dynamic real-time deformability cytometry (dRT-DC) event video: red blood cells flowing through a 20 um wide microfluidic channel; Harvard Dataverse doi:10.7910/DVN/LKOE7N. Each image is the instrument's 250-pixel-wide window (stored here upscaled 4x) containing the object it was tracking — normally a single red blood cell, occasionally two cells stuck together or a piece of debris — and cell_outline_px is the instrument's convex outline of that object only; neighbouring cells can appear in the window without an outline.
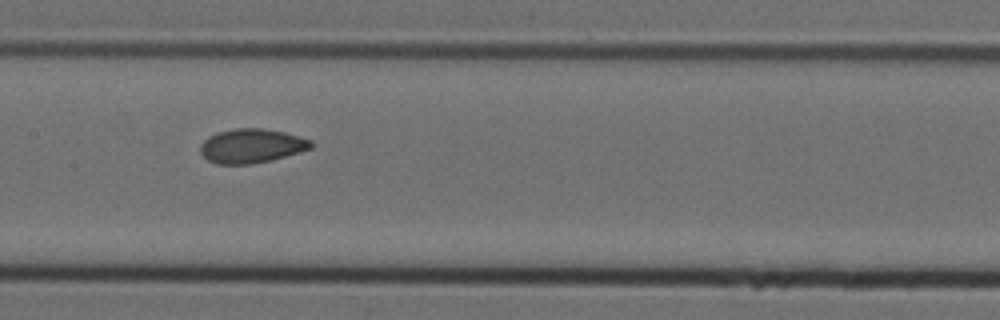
{"species": "Egyptian fruit bat (a non-hibernating species)", "species_latin": "Rousettus aegyptiacus", "temperature_condition": "cold", "stored_images_in_passage": 12, "camera_frame_rate_fps": 3000, "um_per_image_px": 0.085, "animal": {"sex": "female"}, "frame": {"image": 1, "passage_image": 6, "time_ms": 1.667, "image_size_px": [1000, 320], "cell_outline_px": [[312, 148], [300, 152], [252, 164], [216, 164], [208, 160], [200, 152], [200, 144], [208, 136], [216, 132], [236, 128], [260, 128], [284, 132], [312, 140]], "centroid_in_image_um": [21.35, 12.39], "position_along_channel_um": 186.1, "area_um2": 21.96}}
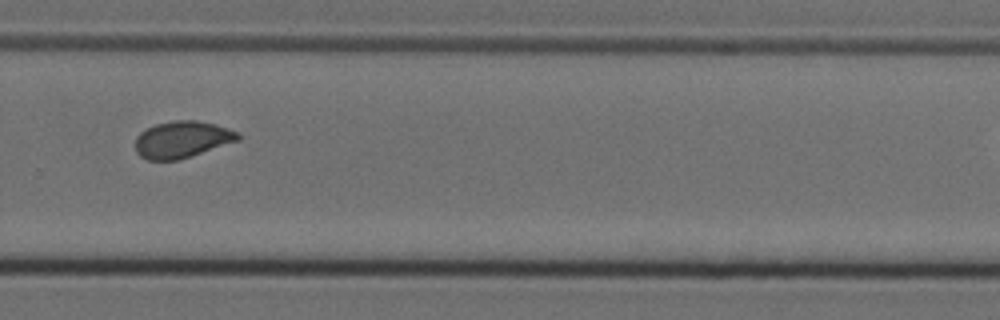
{"frame": {"image": 2, "passage_image": 9, "time_ms": 2.667, "image_size_px": [1000, 320], "cell_outline_px": [[240, 140], [180, 160], [148, 160], [140, 156], [136, 152], [136, 136], [140, 132], [156, 124], [176, 120], [196, 120], [216, 124], [228, 128], [236, 132], [240, 136]], "centroid_in_image_um": [15.48, 11.86], "position_along_channel_um": 314.3, "area_um2": 22.02}}
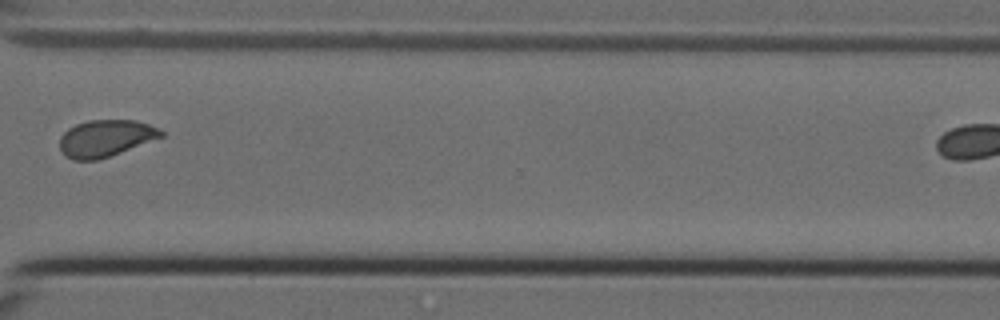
{"frame": {"image": 3, "passage_image": 10, "time_ms": 3.0, "image_size_px": [1000, 320], "cell_outline_px": [[164, 136], [120, 152], [96, 160], [72, 160], [64, 156], [60, 148], [60, 136], [68, 128], [76, 124], [88, 120], [136, 120], [160, 128], [164, 132]], "centroid_in_image_um": [8.96, 11.74], "position_along_channel_um": 361.6, "area_um2": 21.73}}